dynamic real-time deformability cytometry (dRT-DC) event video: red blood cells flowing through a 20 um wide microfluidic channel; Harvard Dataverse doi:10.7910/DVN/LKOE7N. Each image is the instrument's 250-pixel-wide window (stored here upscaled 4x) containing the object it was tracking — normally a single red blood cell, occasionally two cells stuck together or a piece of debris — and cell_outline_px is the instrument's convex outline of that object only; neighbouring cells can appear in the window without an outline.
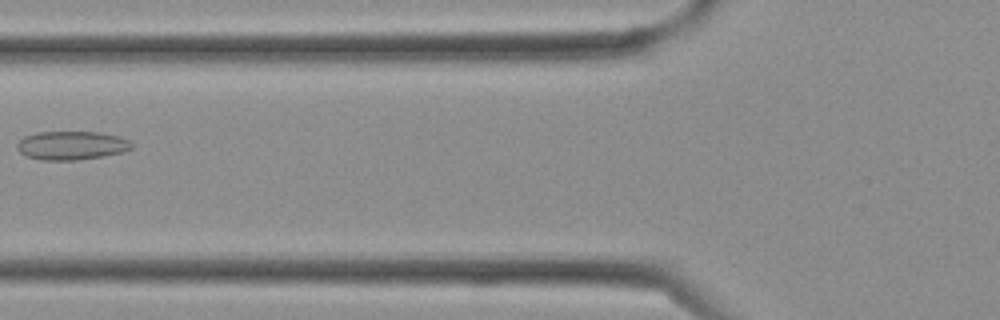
{"species": "Egyptian fruit bat (a non-hibernating species)", "species_latin": "Rousettus aegyptiacus", "temperature_condition": "cold", "stored_images_in_passage": 2, "camera_frame_rate_fps": 3000, "um_per_image_px": 0.085, "frame": {"image": 1, "passage_image": 2, "time_ms": 0.333, "image_size_px": [1000, 320], "cell_outline_px": [[132, 148], [124, 152], [76, 160], [44, 160], [28, 156], [20, 152], [16, 148], [16, 144], [24, 136], [36, 132], [100, 132], [120, 136], [128, 140], [132, 144]], "centroid_in_image_um": [6.08, 12.35], "position_along_channel_um": 119.7, "area_um2": 19.07}}